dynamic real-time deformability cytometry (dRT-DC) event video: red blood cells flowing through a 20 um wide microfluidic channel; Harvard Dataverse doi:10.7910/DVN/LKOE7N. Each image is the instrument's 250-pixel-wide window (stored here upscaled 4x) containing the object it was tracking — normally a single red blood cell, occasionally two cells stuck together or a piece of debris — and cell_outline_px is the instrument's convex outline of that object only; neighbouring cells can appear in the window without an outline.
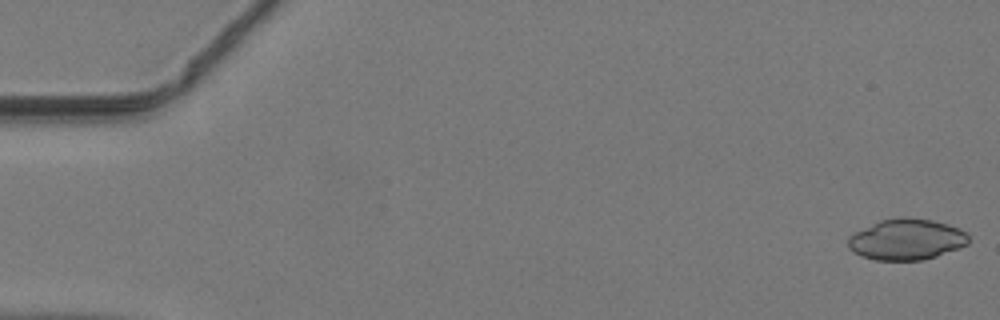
{"species": "common noctule bat (a hibernating species)", "species_latin": "Nyctalus noctula", "temperature_condition": "warm", "stored_images_in_passage": 47, "camera_frame_rate_fps": 3000, "um_per_image_px": 0.085, "animal": {"sex": "male", "body_mass_g": 19.2, "forearm_length_mm": 51.8}, "frame": {"image": 1, "passage_image": 1, "time_ms": 0.0, "image_size_px": [1000, 320], "cell_outline_px": [[968, 244], [960, 248], [936, 256], [920, 260], [876, 260], [860, 256], [852, 252], [848, 248], [848, 236], [880, 220], [900, 216], [908, 216], [932, 220], [948, 224], [960, 228], [968, 232]], "centroid_in_image_um": [77.06, 20.34], "position_along_channel_um": 7.9, "area_um2": 29.07}}